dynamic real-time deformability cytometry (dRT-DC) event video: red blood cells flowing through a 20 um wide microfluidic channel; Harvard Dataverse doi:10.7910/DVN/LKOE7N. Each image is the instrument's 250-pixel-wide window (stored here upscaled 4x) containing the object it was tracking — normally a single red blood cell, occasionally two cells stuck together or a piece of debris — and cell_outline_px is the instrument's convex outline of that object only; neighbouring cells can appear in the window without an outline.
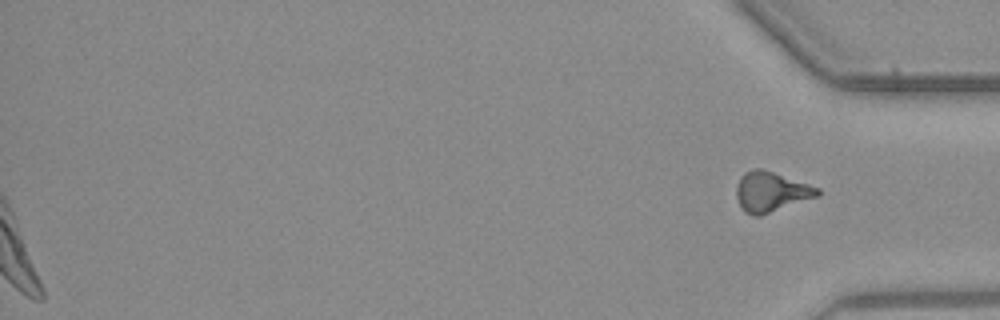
{"species": "common noctule bat (a hibernating species)", "species_latin": "Nyctalus noctula", "temperature_condition": "warm", "stored_images_in_passage": 31, "segment_of_instrument_passage": [2, 2], "camera_frame_rate_fps": 3000, "um_per_image_px": 0.085, "animal": {"sex": "male", "body_mass_g": 23.1, "forearm_length_mm": 52.7}, "frame": {"image": 1, "passage_image": 31, "time_ms": 10.0, "image_size_px": [1000, 320], "cell_outline_px": [[820, 196], [760, 216], [752, 216], [744, 212], [736, 196], [736, 184], [740, 176], [744, 172], [752, 168], [760, 168], [820, 188]], "centroid_in_image_um": [65.52, 16.31], "position_along_channel_um": 369.7, "area_um2": 19.02}}